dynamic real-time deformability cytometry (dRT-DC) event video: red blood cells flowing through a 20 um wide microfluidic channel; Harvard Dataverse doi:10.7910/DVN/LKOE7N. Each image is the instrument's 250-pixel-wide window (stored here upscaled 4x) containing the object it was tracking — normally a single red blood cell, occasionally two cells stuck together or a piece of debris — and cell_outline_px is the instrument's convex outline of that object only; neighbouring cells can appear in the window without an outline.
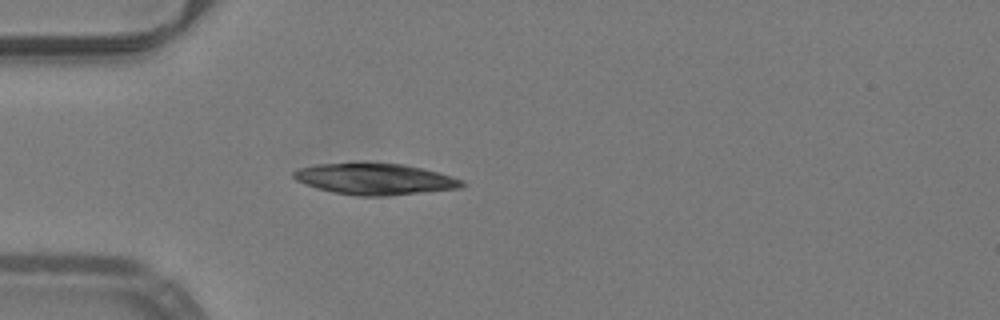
{"species": "common noctule bat (a hibernating species)", "species_latin": "Nyctalus noctula", "temperature_condition": "warm", "stored_images_in_passage": 10, "camera_frame_rate_fps": 3000, "um_per_image_px": 0.085, "animal": {"sex": "male", "body_mass_g": 19.2, "forearm_length_mm": 51.8}, "frame": {"image": 1, "passage_image": 1, "time_ms": 0.0, "image_size_px": [1000, 320], "cell_outline_px": [[468, 184], [460, 188], [388, 196], [360, 196], [332, 192], [316, 188], [296, 180], [292, 176], [292, 172], [296, 168], [316, 164], [404, 164], [452, 176], [464, 180]], "centroid_in_image_um": [31.87, 15.23], "position_along_channel_um": 53.1, "area_um2": 30.4}}